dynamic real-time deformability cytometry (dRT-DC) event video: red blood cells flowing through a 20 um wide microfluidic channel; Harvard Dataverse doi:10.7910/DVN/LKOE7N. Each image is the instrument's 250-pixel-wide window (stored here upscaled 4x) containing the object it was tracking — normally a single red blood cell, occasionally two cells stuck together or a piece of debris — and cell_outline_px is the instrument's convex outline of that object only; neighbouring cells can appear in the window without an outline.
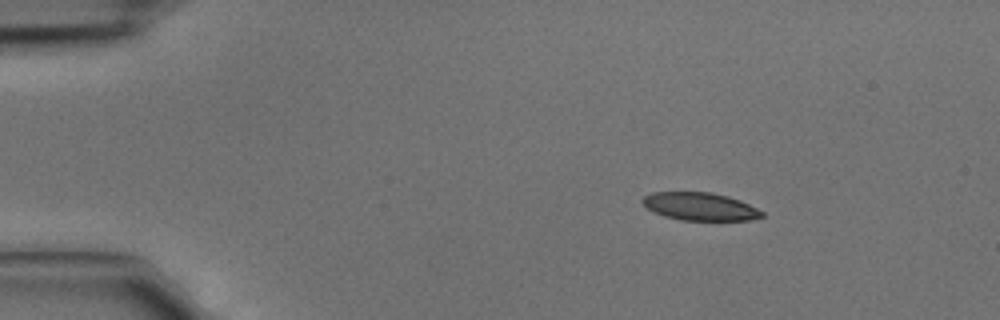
{"species": "common noctule bat (a hibernating species)", "species_latin": "Nyctalus noctula", "temperature_condition": "cold", "stored_images_in_passage": 2, "camera_frame_rate_fps": 3000, "um_per_image_px": 0.085, "animal": {"sex": "male", "body_mass_g": 15.6}, "frame": {"image": 1, "passage_image": 1, "time_ms": 0.0, "image_size_px": [1000, 320], "cell_outline_px": [[764, 216], [748, 220], [680, 220], [664, 216], [648, 208], [640, 200], [644, 196], [652, 192], [712, 192], [728, 196], [740, 200], [764, 212]], "centroid_in_image_um": [59.5, 17.54], "position_along_channel_um": 25.5, "area_um2": 19.31}}